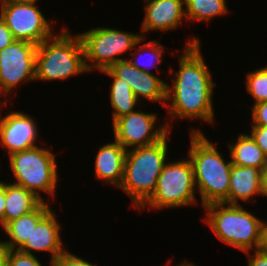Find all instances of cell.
I'll use <instances>...</instances> for the list:
<instances>
[{"label": "cell", "mask_w": 267, "mask_h": 266, "mask_svg": "<svg viewBox=\"0 0 267 266\" xmlns=\"http://www.w3.org/2000/svg\"><path fill=\"white\" fill-rule=\"evenodd\" d=\"M4 211H5V180L0 181V227H4Z\"/></svg>", "instance_id": "obj_31"}, {"label": "cell", "mask_w": 267, "mask_h": 266, "mask_svg": "<svg viewBox=\"0 0 267 266\" xmlns=\"http://www.w3.org/2000/svg\"><path fill=\"white\" fill-rule=\"evenodd\" d=\"M202 220L216 238L241 252L261 249L263 220L242 205L211 203Z\"/></svg>", "instance_id": "obj_5"}, {"label": "cell", "mask_w": 267, "mask_h": 266, "mask_svg": "<svg viewBox=\"0 0 267 266\" xmlns=\"http://www.w3.org/2000/svg\"><path fill=\"white\" fill-rule=\"evenodd\" d=\"M244 252L247 256L248 266H267V251L263 249H256ZM253 255V256H252Z\"/></svg>", "instance_id": "obj_29"}, {"label": "cell", "mask_w": 267, "mask_h": 266, "mask_svg": "<svg viewBox=\"0 0 267 266\" xmlns=\"http://www.w3.org/2000/svg\"><path fill=\"white\" fill-rule=\"evenodd\" d=\"M36 50L37 45L23 40L0 50V86L9 99L21 83L36 81Z\"/></svg>", "instance_id": "obj_11"}, {"label": "cell", "mask_w": 267, "mask_h": 266, "mask_svg": "<svg viewBox=\"0 0 267 266\" xmlns=\"http://www.w3.org/2000/svg\"><path fill=\"white\" fill-rule=\"evenodd\" d=\"M188 158L191 160L197 193L202 207L211 203H223L229 196L231 158L225 160L200 128L189 130Z\"/></svg>", "instance_id": "obj_2"}, {"label": "cell", "mask_w": 267, "mask_h": 266, "mask_svg": "<svg viewBox=\"0 0 267 266\" xmlns=\"http://www.w3.org/2000/svg\"><path fill=\"white\" fill-rule=\"evenodd\" d=\"M251 118L250 126L267 127V101L251 105Z\"/></svg>", "instance_id": "obj_27"}, {"label": "cell", "mask_w": 267, "mask_h": 266, "mask_svg": "<svg viewBox=\"0 0 267 266\" xmlns=\"http://www.w3.org/2000/svg\"><path fill=\"white\" fill-rule=\"evenodd\" d=\"M48 201L42 202L35 210L8 222L3 228L6 240L2 242L10 250H20L30 239L33 228L52 210Z\"/></svg>", "instance_id": "obj_18"}, {"label": "cell", "mask_w": 267, "mask_h": 266, "mask_svg": "<svg viewBox=\"0 0 267 266\" xmlns=\"http://www.w3.org/2000/svg\"><path fill=\"white\" fill-rule=\"evenodd\" d=\"M14 40L12 32L0 17V50L9 46Z\"/></svg>", "instance_id": "obj_30"}, {"label": "cell", "mask_w": 267, "mask_h": 266, "mask_svg": "<svg viewBox=\"0 0 267 266\" xmlns=\"http://www.w3.org/2000/svg\"><path fill=\"white\" fill-rule=\"evenodd\" d=\"M118 78L125 80L131 87L135 97L160 103L163 108L166 103V83L161 77L138 70L127 58L115 62L109 68Z\"/></svg>", "instance_id": "obj_13"}, {"label": "cell", "mask_w": 267, "mask_h": 266, "mask_svg": "<svg viewBox=\"0 0 267 266\" xmlns=\"http://www.w3.org/2000/svg\"><path fill=\"white\" fill-rule=\"evenodd\" d=\"M8 98V99H7ZM3 101H2V100ZM2 101V102H1ZM11 102V100L9 99V97H7L6 95H5V93L2 91V89H1V86H0V110L1 109H3V107H6V106H8L9 105V103L8 102Z\"/></svg>", "instance_id": "obj_35"}, {"label": "cell", "mask_w": 267, "mask_h": 266, "mask_svg": "<svg viewBox=\"0 0 267 266\" xmlns=\"http://www.w3.org/2000/svg\"><path fill=\"white\" fill-rule=\"evenodd\" d=\"M36 146L21 152L14 153L9 158V168L13 175V182L32 191L43 202L49 201L58 194V165L56 153L49 147ZM49 195L46 200L44 194ZM56 194V195H55Z\"/></svg>", "instance_id": "obj_6"}, {"label": "cell", "mask_w": 267, "mask_h": 266, "mask_svg": "<svg viewBox=\"0 0 267 266\" xmlns=\"http://www.w3.org/2000/svg\"><path fill=\"white\" fill-rule=\"evenodd\" d=\"M157 115L152 111L149 113L142 111L140 107L138 110L122 115L111 123L113 138L127 151L158 143L171 131L167 128L166 122L162 121L159 124Z\"/></svg>", "instance_id": "obj_10"}, {"label": "cell", "mask_w": 267, "mask_h": 266, "mask_svg": "<svg viewBox=\"0 0 267 266\" xmlns=\"http://www.w3.org/2000/svg\"><path fill=\"white\" fill-rule=\"evenodd\" d=\"M100 72L104 74V76L106 75L112 78V82L109 87V100L113 109L112 123L122 115L135 111L136 107L142 106L141 102L132 92L130 85L125 80L118 78L109 68Z\"/></svg>", "instance_id": "obj_21"}, {"label": "cell", "mask_w": 267, "mask_h": 266, "mask_svg": "<svg viewBox=\"0 0 267 266\" xmlns=\"http://www.w3.org/2000/svg\"><path fill=\"white\" fill-rule=\"evenodd\" d=\"M7 266H43V263L34 255L9 249Z\"/></svg>", "instance_id": "obj_25"}, {"label": "cell", "mask_w": 267, "mask_h": 266, "mask_svg": "<svg viewBox=\"0 0 267 266\" xmlns=\"http://www.w3.org/2000/svg\"><path fill=\"white\" fill-rule=\"evenodd\" d=\"M260 175L261 169L232 164L229 196L223 203L241 205L243 201L244 203H251L252 200L255 201L254 197L258 195L262 197Z\"/></svg>", "instance_id": "obj_17"}, {"label": "cell", "mask_w": 267, "mask_h": 266, "mask_svg": "<svg viewBox=\"0 0 267 266\" xmlns=\"http://www.w3.org/2000/svg\"><path fill=\"white\" fill-rule=\"evenodd\" d=\"M51 210L36 226L33 228L30 239L20 249L21 252L35 255L36 252H45L50 255V265L52 262L67 249L63 246L61 238V229L63 228L57 219V214ZM66 247V248H65Z\"/></svg>", "instance_id": "obj_15"}, {"label": "cell", "mask_w": 267, "mask_h": 266, "mask_svg": "<svg viewBox=\"0 0 267 266\" xmlns=\"http://www.w3.org/2000/svg\"><path fill=\"white\" fill-rule=\"evenodd\" d=\"M0 17L12 32L15 40H23L39 45L52 37L55 21L48 20L38 4L16 3L0 0Z\"/></svg>", "instance_id": "obj_9"}, {"label": "cell", "mask_w": 267, "mask_h": 266, "mask_svg": "<svg viewBox=\"0 0 267 266\" xmlns=\"http://www.w3.org/2000/svg\"><path fill=\"white\" fill-rule=\"evenodd\" d=\"M168 133L158 143L128 150L124 162V177L119 189L139 210L154 194L157 180L168 160Z\"/></svg>", "instance_id": "obj_4"}, {"label": "cell", "mask_w": 267, "mask_h": 266, "mask_svg": "<svg viewBox=\"0 0 267 266\" xmlns=\"http://www.w3.org/2000/svg\"><path fill=\"white\" fill-rule=\"evenodd\" d=\"M9 248L0 240V266H7Z\"/></svg>", "instance_id": "obj_33"}, {"label": "cell", "mask_w": 267, "mask_h": 266, "mask_svg": "<svg viewBox=\"0 0 267 266\" xmlns=\"http://www.w3.org/2000/svg\"><path fill=\"white\" fill-rule=\"evenodd\" d=\"M249 135L257 143L267 157V127L251 126Z\"/></svg>", "instance_id": "obj_28"}, {"label": "cell", "mask_w": 267, "mask_h": 266, "mask_svg": "<svg viewBox=\"0 0 267 266\" xmlns=\"http://www.w3.org/2000/svg\"><path fill=\"white\" fill-rule=\"evenodd\" d=\"M43 201L32 191L5 181L4 226L35 210Z\"/></svg>", "instance_id": "obj_19"}, {"label": "cell", "mask_w": 267, "mask_h": 266, "mask_svg": "<svg viewBox=\"0 0 267 266\" xmlns=\"http://www.w3.org/2000/svg\"><path fill=\"white\" fill-rule=\"evenodd\" d=\"M144 1V18L141 22V36L146 37L153 31H176L187 19L185 0H142ZM146 33V34H145Z\"/></svg>", "instance_id": "obj_14"}, {"label": "cell", "mask_w": 267, "mask_h": 266, "mask_svg": "<svg viewBox=\"0 0 267 266\" xmlns=\"http://www.w3.org/2000/svg\"><path fill=\"white\" fill-rule=\"evenodd\" d=\"M226 0H185L187 22H208L220 16L228 15Z\"/></svg>", "instance_id": "obj_23"}, {"label": "cell", "mask_w": 267, "mask_h": 266, "mask_svg": "<svg viewBox=\"0 0 267 266\" xmlns=\"http://www.w3.org/2000/svg\"><path fill=\"white\" fill-rule=\"evenodd\" d=\"M127 150L115 139L99 147L95 157V180L119 189L124 177V162Z\"/></svg>", "instance_id": "obj_16"}, {"label": "cell", "mask_w": 267, "mask_h": 266, "mask_svg": "<svg viewBox=\"0 0 267 266\" xmlns=\"http://www.w3.org/2000/svg\"><path fill=\"white\" fill-rule=\"evenodd\" d=\"M60 30L37 46L36 82H62L79 74L89 73L79 34L74 33L73 36L67 26Z\"/></svg>", "instance_id": "obj_3"}, {"label": "cell", "mask_w": 267, "mask_h": 266, "mask_svg": "<svg viewBox=\"0 0 267 266\" xmlns=\"http://www.w3.org/2000/svg\"><path fill=\"white\" fill-rule=\"evenodd\" d=\"M16 3L37 4L39 0H7Z\"/></svg>", "instance_id": "obj_36"}, {"label": "cell", "mask_w": 267, "mask_h": 266, "mask_svg": "<svg viewBox=\"0 0 267 266\" xmlns=\"http://www.w3.org/2000/svg\"><path fill=\"white\" fill-rule=\"evenodd\" d=\"M0 110V147L8 152V156L37 145L39 126L30 114L20 111H7L5 115ZM3 116V117H2Z\"/></svg>", "instance_id": "obj_12"}, {"label": "cell", "mask_w": 267, "mask_h": 266, "mask_svg": "<svg viewBox=\"0 0 267 266\" xmlns=\"http://www.w3.org/2000/svg\"><path fill=\"white\" fill-rule=\"evenodd\" d=\"M145 40L146 37H142L136 43L134 50L130 53L131 58L128 57V60L138 70L155 74L151 71L155 67L158 68L157 72L160 71L159 68L163 60L162 56L166 53L165 46L157 40H150L147 42H145Z\"/></svg>", "instance_id": "obj_22"}, {"label": "cell", "mask_w": 267, "mask_h": 266, "mask_svg": "<svg viewBox=\"0 0 267 266\" xmlns=\"http://www.w3.org/2000/svg\"><path fill=\"white\" fill-rule=\"evenodd\" d=\"M237 140L227 143L229 157L235 166L254 167L262 169L267 164V157L263 151L247 133H240Z\"/></svg>", "instance_id": "obj_20"}, {"label": "cell", "mask_w": 267, "mask_h": 266, "mask_svg": "<svg viewBox=\"0 0 267 266\" xmlns=\"http://www.w3.org/2000/svg\"><path fill=\"white\" fill-rule=\"evenodd\" d=\"M184 46L180 50L183 53L178 54V71H166L172 78L171 84L166 83L165 103V122L170 131V121L175 119L200 120L209 125L217 121L213 106L216 83L202 54L199 37H190Z\"/></svg>", "instance_id": "obj_1"}, {"label": "cell", "mask_w": 267, "mask_h": 266, "mask_svg": "<svg viewBox=\"0 0 267 266\" xmlns=\"http://www.w3.org/2000/svg\"><path fill=\"white\" fill-rule=\"evenodd\" d=\"M245 84L247 93L254 100L253 105L267 101V65L247 72Z\"/></svg>", "instance_id": "obj_24"}, {"label": "cell", "mask_w": 267, "mask_h": 266, "mask_svg": "<svg viewBox=\"0 0 267 266\" xmlns=\"http://www.w3.org/2000/svg\"><path fill=\"white\" fill-rule=\"evenodd\" d=\"M261 249L267 251V221L266 220H263V224H262Z\"/></svg>", "instance_id": "obj_34"}, {"label": "cell", "mask_w": 267, "mask_h": 266, "mask_svg": "<svg viewBox=\"0 0 267 266\" xmlns=\"http://www.w3.org/2000/svg\"><path fill=\"white\" fill-rule=\"evenodd\" d=\"M52 266H97L95 263L89 262L84 258L78 257L71 253L68 249L59 255L53 262Z\"/></svg>", "instance_id": "obj_26"}, {"label": "cell", "mask_w": 267, "mask_h": 266, "mask_svg": "<svg viewBox=\"0 0 267 266\" xmlns=\"http://www.w3.org/2000/svg\"><path fill=\"white\" fill-rule=\"evenodd\" d=\"M176 266H198V265L197 264L195 265V263L183 260L182 262L178 263Z\"/></svg>", "instance_id": "obj_37"}, {"label": "cell", "mask_w": 267, "mask_h": 266, "mask_svg": "<svg viewBox=\"0 0 267 266\" xmlns=\"http://www.w3.org/2000/svg\"><path fill=\"white\" fill-rule=\"evenodd\" d=\"M84 48L85 65L89 74L110 68L124 60L123 54L131 53L142 38L141 33L127 32L111 27H94L78 33Z\"/></svg>", "instance_id": "obj_8"}, {"label": "cell", "mask_w": 267, "mask_h": 266, "mask_svg": "<svg viewBox=\"0 0 267 266\" xmlns=\"http://www.w3.org/2000/svg\"><path fill=\"white\" fill-rule=\"evenodd\" d=\"M260 182L262 197H267V164L261 169Z\"/></svg>", "instance_id": "obj_32"}, {"label": "cell", "mask_w": 267, "mask_h": 266, "mask_svg": "<svg viewBox=\"0 0 267 266\" xmlns=\"http://www.w3.org/2000/svg\"><path fill=\"white\" fill-rule=\"evenodd\" d=\"M197 189L191 160L167 161L158 177L157 185L152 197L138 210L140 213L146 208L148 211L192 207L198 205Z\"/></svg>", "instance_id": "obj_7"}]
</instances>
